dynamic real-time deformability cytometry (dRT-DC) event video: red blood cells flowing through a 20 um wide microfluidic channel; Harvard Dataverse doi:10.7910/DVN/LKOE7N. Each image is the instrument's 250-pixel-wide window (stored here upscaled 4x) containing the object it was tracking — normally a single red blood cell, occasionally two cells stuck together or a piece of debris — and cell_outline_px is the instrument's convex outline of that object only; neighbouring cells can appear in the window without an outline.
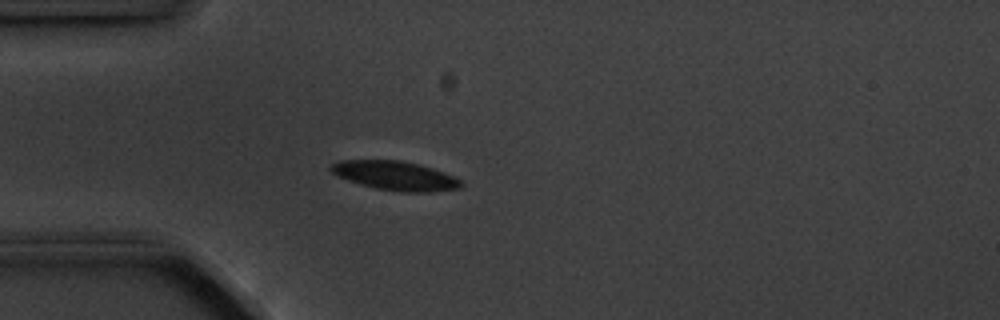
{"species": "common noctule bat (a hibernating species)", "species_latin": "Nyctalus noctula", "temperature_condition": "cold", "stored_images_in_passage": 1, "camera_frame_rate_fps": 3000, "um_per_image_px": 0.085, "animal": {"sex": "male", "body_mass_g": 20.1, "forearm_length_mm": 53.5}, "frame": {"image": 1, "passage_image": 1, "time_ms": 0.0, "image_size_px": [1000, 320], "cell_outline_px": [[464, 184], [460, 188], [432, 192], [404, 192], [376, 188], [360, 184], [336, 176], [328, 168], [332, 164], [340, 160], [400, 160], [432, 168], [456, 176]], "centroid_in_image_um": [33.61, 14.93], "position_along_channel_um": 51.4, "area_um2": 22.08}}